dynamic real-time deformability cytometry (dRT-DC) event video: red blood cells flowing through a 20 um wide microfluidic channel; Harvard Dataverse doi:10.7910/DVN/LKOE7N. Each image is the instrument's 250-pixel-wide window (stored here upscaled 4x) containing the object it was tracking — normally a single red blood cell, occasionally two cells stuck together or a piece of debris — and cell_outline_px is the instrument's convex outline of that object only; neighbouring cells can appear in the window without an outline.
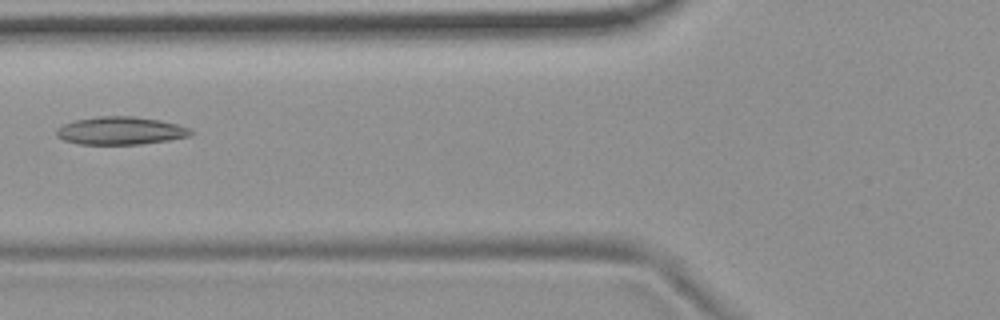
{"species": "common noctule bat (a hibernating species)", "species_latin": "Nyctalus noctula", "temperature_condition": "room temperature", "stored_images_in_passage": 3, "camera_frame_rate_fps": 3000, "um_per_image_px": 0.085, "animal": {"sex": "female", "body_mass_g": 19.9}, "frame": {"image": 1, "passage_image": 2, "time_ms": 0.333, "image_size_px": [1000, 320], "cell_outline_px": [[196, 132], [188, 136], [168, 140], [140, 144], [76, 144], [64, 140], [56, 136], [56, 128], [64, 124], [76, 120], [100, 116], [132, 116], [160, 120], [176, 124], [188, 128]], "centroid_in_image_um": [10.22, 11.11], "position_along_channel_um": 115.6, "area_um2": 21.73}}
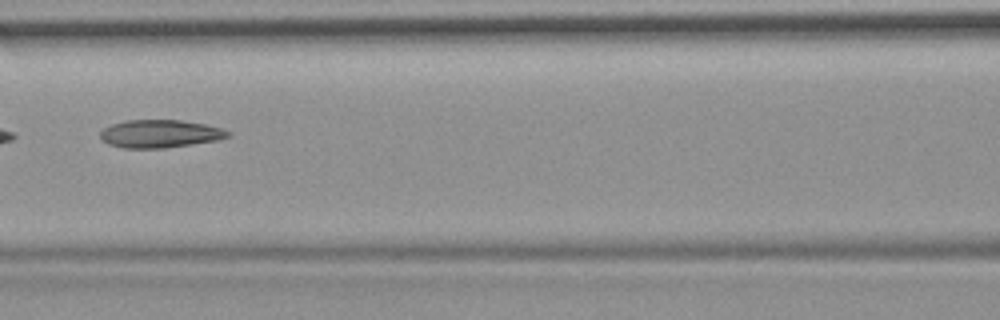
{"frame": {"image": 2, "passage_image": 3, "time_ms": 0.667, "image_size_px": [1000, 320], "cell_outline_px": [[232, 136], [216, 140], [164, 148], [124, 148], [108, 144], [100, 140], [100, 132], [104, 128], [112, 124], [124, 120], [180, 120], [204, 124], [220, 128], [232, 132]], "centroid_in_image_um": [13.57, 11.37], "position_along_channel_um": 153.0, "area_um2": 20.75}}